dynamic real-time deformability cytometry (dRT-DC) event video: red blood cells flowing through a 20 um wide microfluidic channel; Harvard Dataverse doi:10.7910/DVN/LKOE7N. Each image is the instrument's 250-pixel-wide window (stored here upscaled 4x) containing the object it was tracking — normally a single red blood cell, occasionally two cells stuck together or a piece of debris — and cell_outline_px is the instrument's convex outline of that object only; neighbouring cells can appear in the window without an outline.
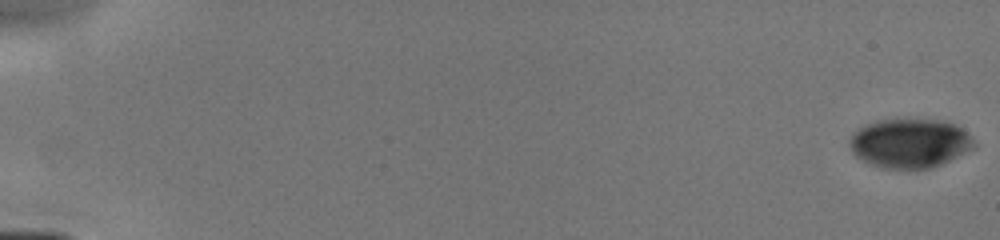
{"species": "human", "species_latin": "Homo sapiens", "temperature_condition": "cold", "stored_images_in_passage": 18, "camera_frame_rate_fps": 3000, "um_per_image_px": 0.085, "donor": {"sex": "male"}, "frame": {"image": 1, "passage_image": 1, "time_ms": 0.0, "image_size_px": [1000, 240], "cell_outline_px": [[976, 148], [932, 168], [880, 168], [860, 160], [852, 152], [848, 144], [848, 140], [852, 132], [856, 128], [864, 124], [876, 120], [896, 116], [940, 120], [952, 124], [960, 128], [976, 144]], "centroid_in_image_um": [77.24, 12.13], "position_along_channel_um": 7.8, "area_um2": 36.65}}
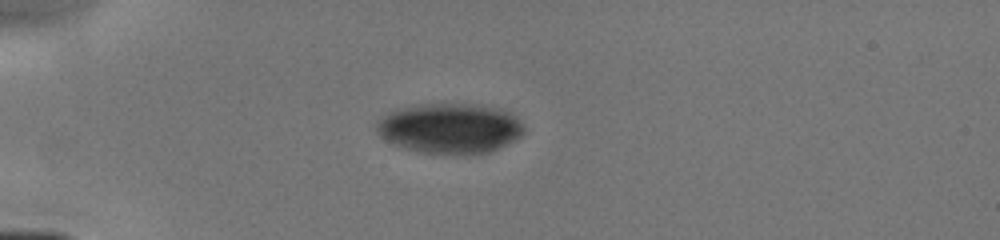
{"frame": {"image": 2, "passage_image": 12, "time_ms": 4.667, "image_size_px": [1000, 240], "cell_outline_px": [[524, 132], [520, 136], [488, 152], [420, 152], [404, 148], [392, 144], [380, 136], [376, 132], [376, 124], [380, 116], [396, 108], [420, 104], [480, 104], [500, 108], [512, 112], [520, 120], [524, 128]], "centroid_in_image_um": [38.2, 10.85], "position_along_channel_um": 46.8, "area_um2": 42.83}}
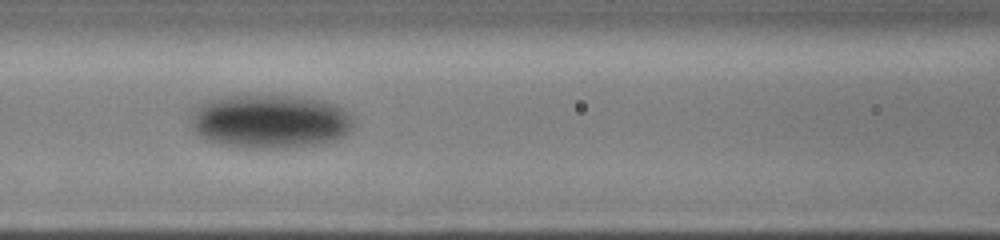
{"frame": {"image": 3, "passage_image": 17, "time_ms": 7.667, "image_size_px": [1000, 240], "cell_outline_px": [[352, 128], [344, 136], [336, 140], [320, 144], [276, 148], [244, 148], [220, 144], [204, 140], [192, 128], [192, 108], [208, 100], [220, 96], [296, 96], [320, 100], [336, 104], [344, 108], [352, 116]], "centroid_in_image_um": [22.94, 10.32], "position_along_channel_um": 143.7, "area_um2": 51.38}}